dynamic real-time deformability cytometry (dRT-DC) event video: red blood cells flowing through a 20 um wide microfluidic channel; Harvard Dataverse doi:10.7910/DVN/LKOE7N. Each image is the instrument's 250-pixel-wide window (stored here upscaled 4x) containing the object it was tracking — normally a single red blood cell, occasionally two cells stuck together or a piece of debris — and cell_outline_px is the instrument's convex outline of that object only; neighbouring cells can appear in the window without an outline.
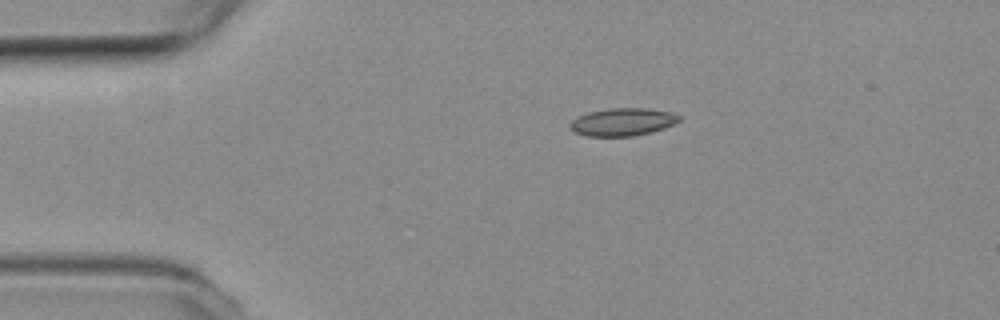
{"species": "common noctule bat (a hibernating species)", "species_latin": "Nyctalus noctula", "temperature_condition": "room temperature", "stored_images_in_passage": 2, "camera_frame_rate_fps": 3000, "um_per_image_px": 0.085, "animal": {"sex": "female", "body_mass_g": 19.3, "forearm_length_mm": 54.1}, "frame": {"image": 1, "passage_image": 1, "time_ms": 0.0, "image_size_px": [1000, 320], "cell_outline_px": [[680, 120], [664, 128], [632, 136], [584, 136], [568, 128], [568, 124], [576, 116], [588, 112], [608, 108], [644, 108], [668, 112], [680, 116]], "centroid_in_image_um": [52.83, 10.36], "position_along_channel_um": 32.2, "area_um2": 17.51}}